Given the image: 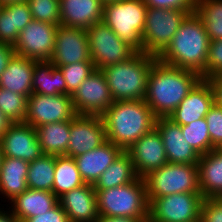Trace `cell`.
Instances as JSON below:
<instances>
[{
	"label": "cell",
	"instance_id": "cell-1",
	"mask_svg": "<svg viewBox=\"0 0 222 222\" xmlns=\"http://www.w3.org/2000/svg\"><path fill=\"white\" fill-rule=\"evenodd\" d=\"M201 80L195 71L154 62L147 76L144 100L156 118H169Z\"/></svg>",
	"mask_w": 222,
	"mask_h": 222
},
{
	"label": "cell",
	"instance_id": "cell-2",
	"mask_svg": "<svg viewBox=\"0 0 222 222\" xmlns=\"http://www.w3.org/2000/svg\"><path fill=\"white\" fill-rule=\"evenodd\" d=\"M101 117L107 140L123 151L151 131L157 119L144 99L115 101Z\"/></svg>",
	"mask_w": 222,
	"mask_h": 222
},
{
	"label": "cell",
	"instance_id": "cell-3",
	"mask_svg": "<svg viewBox=\"0 0 222 222\" xmlns=\"http://www.w3.org/2000/svg\"><path fill=\"white\" fill-rule=\"evenodd\" d=\"M209 43L202 19L192 13L185 18L157 59L164 64L189 69L201 75L206 68Z\"/></svg>",
	"mask_w": 222,
	"mask_h": 222
},
{
	"label": "cell",
	"instance_id": "cell-4",
	"mask_svg": "<svg viewBox=\"0 0 222 222\" xmlns=\"http://www.w3.org/2000/svg\"><path fill=\"white\" fill-rule=\"evenodd\" d=\"M156 60L157 56L136 52L124 62L102 68L113 101L143 100L147 76Z\"/></svg>",
	"mask_w": 222,
	"mask_h": 222
},
{
	"label": "cell",
	"instance_id": "cell-5",
	"mask_svg": "<svg viewBox=\"0 0 222 222\" xmlns=\"http://www.w3.org/2000/svg\"><path fill=\"white\" fill-rule=\"evenodd\" d=\"M95 191L99 216L149 217L146 184L142 177L120 187Z\"/></svg>",
	"mask_w": 222,
	"mask_h": 222
},
{
	"label": "cell",
	"instance_id": "cell-6",
	"mask_svg": "<svg viewBox=\"0 0 222 222\" xmlns=\"http://www.w3.org/2000/svg\"><path fill=\"white\" fill-rule=\"evenodd\" d=\"M147 6L143 0H121L103 4V22L137 52H144L142 34Z\"/></svg>",
	"mask_w": 222,
	"mask_h": 222
},
{
	"label": "cell",
	"instance_id": "cell-7",
	"mask_svg": "<svg viewBox=\"0 0 222 222\" xmlns=\"http://www.w3.org/2000/svg\"><path fill=\"white\" fill-rule=\"evenodd\" d=\"M143 178L149 203L155 198L177 193H201L198 164L167 163Z\"/></svg>",
	"mask_w": 222,
	"mask_h": 222
},
{
	"label": "cell",
	"instance_id": "cell-8",
	"mask_svg": "<svg viewBox=\"0 0 222 222\" xmlns=\"http://www.w3.org/2000/svg\"><path fill=\"white\" fill-rule=\"evenodd\" d=\"M188 15L182 10L148 8L142 34L144 53L158 57Z\"/></svg>",
	"mask_w": 222,
	"mask_h": 222
},
{
	"label": "cell",
	"instance_id": "cell-9",
	"mask_svg": "<svg viewBox=\"0 0 222 222\" xmlns=\"http://www.w3.org/2000/svg\"><path fill=\"white\" fill-rule=\"evenodd\" d=\"M87 36L91 60L97 70L124 62L137 52L103 21L91 25Z\"/></svg>",
	"mask_w": 222,
	"mask_h": 222
},
{
	"label": "cell",
	"instance_id": "cell-10",
	"mask_svg": "<svg viewBox=\"0 0 222 222\" xmlns=\"http://www.w3.org/2000/svg\"><path fill=\"white\" fill-rule=\"evenodd\" d=\"M201 193H177L149 203V222H195L200 220Z\"/></svg>",
	"mask_w": 222,
	"mask_h": 222
},
{
	"label": "cell",
	"instance_id": "cell-11",
	"mask_svg": "<svg viewBox=\"0 0 222 222\" xmlns=\"http://www.w3.org/2000/svg\"><path fill=\"white\" fill-rule=\"evenodd\" d=\"M76 115L71 95L32 93L28 97L24 123L36 128L44 124L71 121Z\"/></svg>",
	"mask_w": 222,
	"mask_h": 222
},
{
	"label": "cell",
	"instance_id": "cell-12",
	"mask_svg": "<svg viewBox=\"0 0 222 222\" xmlns=\"http://www.w3.org/2000/svg\"><path fill=\"white\" fill-rule=\"evenodd\" d=\"M57 25L32 20L22 31L13 48L15 54L36 61H49L55 44Z\"/></svg>",
	"mask_w": 222,
	"mask_h": 222
},
{
	"label": "cell",
	"instance_id": "cell-13",
	"mask_svg": "<svg viewBox=\"0 0 222 222\" xmlns=\"http://www.w3.org/2000/svg\"><path fill=\"white\" fill-rule=\"evenodd\" d=\"M76 114L101 116L114 102L101 70H95L71 95Z\"/></svg>",
	"mask_w": 222,
	"mask_h": 222
},
{
	"label": "cell",
	"instance_id": "cell-14",
	"mask_svg": "<svg viewBox=\"0 0 222 222\" xmlns=\"http://www.w3.org/2000/svg\"><path fill=\"white\" fill-rule=\"evenodd\" d=\"M49 61L54 66L92 62L87 30L61 24L57 26L54 51Z\"/></svg>",
	"mask_w": 222,
	"mask_h": 222
},
{
	"label": "cell",
	"instance_id": "cell-15",
	"mask_svg": "<svg viewBox=\"0 0 222 222\" xmlns=\"http://www.w3.org/2000/svg\"><path fill=\"white\" fill-rule=\"evenodd\" d=\"M107 141L104 121L99 115H79L71 120L67 156L76 157Z\"/></svg>",
	"mask_w": 222,
	"mask_h": 222
},
{
	"label": "cell",
	"instance_id": "cell-16",
	"mask_svg": "<svg viewBox=\"0 0 222 222\" xmlns=\"http://www.w3.org/2000/svg\"><path fill=\"white\" fill-rule=\"evenodd\" d=\"M0 147L3 156L27 162L43 155L35 128L24 122H16L9 127L0 137Z\"/></svg>",
	"mask_w": 222,
	"mask_h": 222
},
{
	"label": "cell",
	"instance_id": "cell-17",
	"mask_svg": "<svg viewBox=\"0 0 222 222\" xmlns=\"http://www.w3.org/2000/svg\"><path fill=\"white\" fill-rule=\"evenodd\" d=\"M126 152L131 157L138 177L143 178L150 171L168 163L163 140L155 127L138 139Z\"/></svg>",
	"mask_w": 222,
	"mask_h": 222
},
{
	"label": "cell",
	"instance_id": "cell-18",
	"mask_svg": "<svg viewBox=\"0 0 222 222\" xmlns=\"http://www.w3.org/2000/svg\"><path fill=\"white\" fill-rule=\"evenodd\" d=\"M215 103L214 90L208 79H201L170 115L175 124L187 125L204 118Z\"/></svg>",
	"mask_w": 222,
	"mask_h": 222
},
{
	"label": "cell",
	"instance_id": "cell-19",
	"mask_svg": "<svg viewBox=\"0 0 222 222\" xmlns=\"http://www.w3.org/2000/svg\"><path fill=\"white\" fill-rule=\"evenodd\" d=\"M155 128L163 140L168 163L198 164L200 155L186 142L180 125L169 118H157Z\"/></svg>",
	"mask_w": 222,
	"mask_h": 222
},
{
	"label": "cell",
	"instance_id": "cell-20",
	"mask_svg": "<svg viewBox=\"0 0 222 222\" xmlns=\"http://www.w3.org/2000/svg\"><path fill=\"white\" fill-rule=\"evenodd\" d=\"M70 222H95L98 219L97 195L94 185L84 184L58 198Z\"/></svg>",
	"mask_w": 222,
	"mask_h": 222
},
{
	"label": "cell",
	"instance_id": "cell-21",
	"mask_svg": "<svg viewBox=\"0 0 222 222\" xmlns=\"http://www.w3.org/2000/svg\"><path fill=\"white\" fill-rule=\"evenodd\" d=\"M123 150L106 141L94 150L74 157L76 166L85 184L95 185L101 174L118 158Z\"/></svg>",
	"mask_w": 222,
	"mask_h": 222
},
{
	"label": "cell",
	"instance_id": "cell-22",
	"mask_svg": "<svg viewBox=\"0 0 222 222\" xmlns=\"http://www.w3.org/2000/svg\"><path fill=\"white\" fill-rule=\"evenodd\" d=\"M59 1L61 25L87 30L103 20V3L100 0Z\"/></svg>",
	"mask_w": 222,
	"mask_h": 222
},
{
	"label": "cell",
	"instance_id": "cell-23",
	"mask_svg": "<svg viewBox=\"0 0 222 222\" xmlns=\"http://www.w3.org/2000/svg\"><path fill=\"white\" fill-rule=\"evenodd\" d=\"M57 204L58 197L53 192L28 188L6 206L11 209L19 222H24L30 217L48 212Z\"/></svg>",
	"mask_w": 222,
	"mask_h": 222
},
{
	"label": "cell",
	"instance_id": "cell-24",
	"mask_svg": "<svg viewBox=\"0 0 222 222\" xmlns=\"http://www.w3.org/2000/svg\"><path fill=\"white\" fill-rule=\"evenodd\" d=\"M28 169H29V162L25 160L7 157V156L2 157L0 164L1 202L7 201L9 203L17 195L22 194L26 189H28L27 185Z\"/></svg>",
	"mask_w": 222,
	"mask_h": 222
},
{
	"label": "cell",
	"instance_id": "cell-25",
	"mask_svg": "<svg viewBox=\"0 0 222 222\" xmlns=\"http://www.w3.org/2000/svg\"><path fill=\"white\" fill-rule=\"evenodd\" d=\"M36 60L14 54L0 75V87L29 97L32 94L33 71Z\"/></svg>",
	"mask_w": 222,
	"mask_h": 222
},
{
	"label": "cell",
	"instance_id": "cell-26",
	"mask_svg": "<svg viewBox=\"0 0 222 222\" xmlns=\"http://www.w3.org/2000/svg\"><path fill=\"white\" fill-rule=\"evenodd\" d=\"M198 177L204 198H222V151L213 149L200 155Z\"/></svg>",
	"mask_w": 222,
	"mask_h": 222
},
{
	"label": "cell",
	"instance_id": "cell-27",
	"mask_svg": "<svg viewBox=\"0 0 222 222\" xmlns=\"http://www.w3.org/2000/svg\"><path fill=\"white\" fill-rule=\"evenodd\" d=\"M35 130L43 155L67 156L71 121L44 124Z\"/></svg>",
	"mask_w": 222,
	"mask_h": 222
},
{
	"label": "cell",
	"instance_id": "cell-28",
	"mask_svg": "<svg viewBox=\"0 0 222 222\" xmlns=\"http://www.w3.org/2000/svg\"><path fill=\"white\" fill-rule=\"evenodd\" d=\"M32 93L66 95V81L61 69L50 61H37L33 71Z\"/></svg>",
	"mask_w": 222,
	"mask_h": 222
},
{
	"label": "cell",
	"instance_id": "cell-29",
	"mask_svg": "<svg viewBox=\"0 0 222 222\" xmlns=\"http://www.w3.org/2000/svg\"><path fill=\"white\" fill-rule=\"evenodd\" d=\"M130 155L123 151L101 174L95 183V190H106L133 182L137 178Z\"/></svg>",
	"mask_w": 222,
	"mask_h": 222
},
{
	"label": "cell",
	"instance_id": "cell-30",
	"mask_svg": "<svg viewBox=\"0 0 222 222\" xmlns=\"http://www.w3.org/2000/svg\"><path fill=\"white\" fill-rule=\"evenodd\" d=\"M52 192L59 198L63 194L85 184L73 157L56 156Z\"/></svg>",
	"mask_w": 222,
	"mask_h": 222
},
{
	"label": "cell",
	"instance_id": "cell-31",
	"mask_svg": "<svg viewBox=\"0 0 222 222\" xmlns=\"http://www.w3.org/2000/svg\"><path fill=\"white\" fill-rule=\"evenodd\" d=\"M55 160L56 156L54 155H42L29 162L28 188L52 192L55 177Z\"/></svg>",
	"mask_w": 222,
	"mask_h": 222
},
{
	"label": "cell",
	"instance_id": "cell-32",
	"mask_svg": "<svg viewBox=\"0 0 222 222\" xmlns=\"http://www.w3.org/2000/svg\"><path fill=\"white\" fill-rule=\"evenodd\" d=\"M210 41L222 39V0H196V12Z\"/></svg>",
	"mask_w": 222,
	"mask_h": 222
},
{
	"label": "cell",
	"instance_id": "cell-33",
	"mask_svg": "<svg viewBox=\"0 0 222 222\" xmlns=\"http://www.w3.org/2000/svg\"><path fill=\"white\" fill-rule=\"evenodd\" d=\"M181 131L186 142H188L199 155H204L216 149L211 143L205 117L187 125H181Z\"/></svg>",
	"mask_w": 222,
	"mask_h": 222
},
{
	"label": "cell",
	"instance_id": "cell-34",
	"mask_svg": "<svg viewBox=\"0 0 222 222\" xmlns=\"http://www.w3.org/2000/svg\"><path fill=\"white\" fill-rule=\"evenodd\" d=\"M28 97L0 87V111L13 123L25 122Z\"/></svg>",
	"mask_w": 222,
	"mask_h": 222
},
{
	"label": "cell",
	"instance_id": "cell-35",
	"mask_svg": "<svg viewBox=\"0 0 222 222\" xmlns=\"http://www.w3.org/2000/svg\"><path fill=\"white\" fill-rule=\"evenodd\" d=\"M59 67L66 81V95H72L96 69L93 62H78Z\"/></svg>",
	"mask_w": 222,
	"mask_h": 222
},
{
	"label": "cell",
	"instance_id": "cell-36",
	"mask_svg": "<svg viewBox=\"0 0 222 222\" xmlns=\"http://www.w3.org/2000/svg\"><path fill=\"white\" fill-rule=\"evenodd\" d=\"M33 20L55 24L60 23L59 0H27Z\"/></svg>",
	"mask_w": 222,
	"mask_h": 222
},
{
	"label": "cell",
	"instance_id": "cell-37",
	"mask_svg": "<svg viewBox=\"0 0 222 222\" xmlns=\"http://www.w3.org/2000/svg\"><path fill=\"white\" fill-rule=\"evenodd\" d=\"M222 73V39L210 41L205 71L201 74V79Z\"/></svg>",
	"mask_w": 222,
	"mask_h": 222
},
{
	"label": "cell",
	"instance_id": "cell-38",
	"mask_svg": "<svg viewBox=\"0 0 222 222\" xmlns=\"http://www.w3.org/2000/svg\"><path fill=\"white\" fill-rule=\"evenodd\" d=\"M212 145L217 148L222 143V106L214 103L205 115Z\"/></svg>",
	"mask_w": 222,
	"mask_h": 222
},
{
	"label": "cell",
	"instance_id": "cell-39",
	"mask_svg": "<svg viewBox=\"0 0 222 222\" xmlns=\"http://www.w3.org/2000/svg\"><path fill=\"white\" fill-rule=\"evenodd\" d=\"M4 7L11 14L12 31H22L33 20L27 1Z\"/></svg>",
	"mask_w": 222,
	"mask_h": 222
},
{
	"label": "cell",
	"instance_id": "cell-40",
	"mask_svg": "<svg viewBox=\"0 0 222 222\" xmlns=\"http://www.w3.org/2000/svg\"><path fill=\"white\" fill-rule=\"evenodd\" d=\"M143 3L147 8L176 9L189 14L196 12V0H143Z\"/></svg>",
	"mask_w": 222,
	"mask_h": 222
},
{
	"label": "cell",
	"instance_id": "cell-41",
	"mask_svg": "<svg viewBox=\"0 0 222 222\" xmlns=\"http://www.w3.org/2000/svg\"><path fill=\"white\" fill-rule=\"evenodd\" d=\"M200 220L201 222H222V198H204Z\"/></svg>",
	"mask_w": 222,
	"mask_h": 222
},
{
	"label": "cell",
	"instance_id": "cell-42",
	"mask_svg": "<svg viewBox=\"0 0 222 222\" xmlns=\"http://www.w3.org/2000/svg\"><path fill=\"white\" fill-rule=\"evenodd\" d=\"M19 31H12L11 14L5 7H0V43L14 46Z\"/></svg>",
	"mask_w": 222,
	"mask_h": 222
},
{
	"label": "cell",
	"instance_id": "cell-43",
	"mask_svg": "<svg viewBox=\"0 0 222 222\" xmlns=\"http://www.w3.org/2000/svg\"><path fill=\"white\" fill-rule=\"evenodd\" d=\"M24 222H70L64 209L58 203L46 213L38 214L26 219Z\"/></svg>",
	"mask_w": 222,
	"mask_h": 222
},
{
	"label": "cell",
	"instance_id": "cell-44",
	"mask_svg": "<svg viewBox=\"0 0 222 222\" xmlns=\"http://www.w3.org/2000/svg\"><path fill=\"white\" fill-rule=\"evenodd\" d=\"M14 54L15 50L12 45L0 43V75L5 71Z\"/></svg>",
	"mask_w": 222,
	"mask_h": 222
},
{
	"label": "cell",
	"instance_id": "cell-45",
	"mask_svg": "<svg viewBox=\"0 0 222 222\" xmlns=\"http://www.w3.org/2000/svg\"><path fill=\"white\" fill-rule=\"evenodd\" d=\"M208 80L211 83L214 90L215 103L222 106V73L216 74L210 77Z\"/></svg>",
	"mask_w": 222,
	"mask_h": 222
},
{
	"label": "cell",
	"instance_id": "cell-46",
	"mask_svg": "<svg viewBox=\"0 0 222 222\" xmlns=\"http://www.w3.org/2000/svg\"><path fill=\"white\" fill-rule=\"evenodd\" d=\"M148 218L98 216L95 222H147Z\"/></svg>",
	"mask_w": 222,
	"mask_h": 222
},
{
	"label": "cell",
	"instance_id": "cell-47",
	"mask_svg": "<svg viewBox=\"0 0 222 222\" xmlns=\"http://www.w3.org/2000/svg\"><path fill=\"white\" fill-rule=\"evenodd\" d=\"M3 205L5 204H2L0 206V222H19L17 218L14 216V214L12 213L11 209L7 207L5 208Z\"/></svg>",
	"mask_w": 222,
	"mask_h": 222
},
{
	"label": "cell",
	"instance_id": "cell-48",
	"mask_svg": "<svg viewBox=\"0 0 222 222\" xmlns=\"http://www.w3.org/2000/svg\"><path fill=\"white\" fill-rule=\"evenodd\" d=\"M13 122L0 111V137L9 129Z\"/></svg>",
	"mask_w": 222,
	"mask_h": 222
},
{
	"label": "cell",
	"instance_id": "cell-49",
	"mask_svg": "<svg viewBox=\"0 0 222 222\" xmlns=\"http://www.w3.org/2000/svg\"><path fill=\"white\" fill-rule=\"evenodd\" d=\"M23 1H27V0H0V6L4 7V6H7V5L20 3V2H23Z\"/></svg>",
	"mask_w": 222,
	"mask_h": 222
},
{
	"label": "cell",
	"instance_id": "cell-50",
	"mask_svg": "<svg viewBox=\"0 0 222 222\" xmlns=\"http://www.w3.org/2000/svg\"><path fill=\"white\" fill-rule=\"evenodd\" d=\"M103 4L121 0H100Z\"/></svg>",
	"mask_w": 222,
	"mask_h": 222
},
{
	"label": "cell",
	"instance_id": "cell-51",
	"mask_svg": "<svg viewBox=\"0 0 222 222\" xmlns=\"http://www.w3.org/2000/svg\"><path fill=\"white\" fill-rule=\"evenodd\" d=\"M216 149L222 151V143Z\"/></svg>",
	"mask_w": 222,
	"mask_h": 222
},
{
	"label": "cell",
	"instance_id": "cell-52",
	"mask_svg": "<svg viewBox=\"0 0 222 222\" xmlns=\"http://www.w3.org/2000/svg\"><path fill=\"white\" fill-rule=\"evenodd\" d=\"M3 157L2 151H1V147H0V164H1V159Z\"/></svg>",
	"mask_w": 222,
	"mask_h": 222
}]
</instances>
